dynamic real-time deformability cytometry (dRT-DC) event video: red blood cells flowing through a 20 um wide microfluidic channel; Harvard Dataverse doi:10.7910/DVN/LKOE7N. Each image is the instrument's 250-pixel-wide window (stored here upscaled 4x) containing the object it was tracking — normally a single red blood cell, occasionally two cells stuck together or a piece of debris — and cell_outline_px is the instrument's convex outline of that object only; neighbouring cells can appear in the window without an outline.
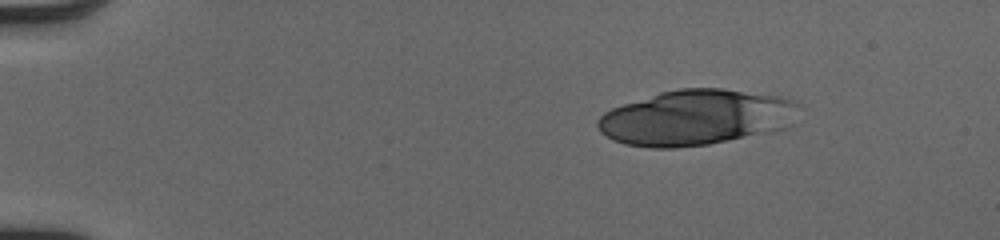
{"species": "human", "species_latin": "Homo sapiens", "temperature_condition": "cold", "stored_images_in_passage": 29, "camera_frame_rate_fps": 3000, "um_per_image_px": 0.085, "donor": {"sex": "male"}, "frame": {"image": 1, "passage_image": 1, "time_ms": 0.0, "image_size_px": [1000, 240], "cell_outline_px": [[796, 104], [756, 132], [728, 140], [708, 144], [676, 148], [648, 148], [624, 144], [612, 140], [600, 132], [596, 124], [596, 120], [604, 112], [612, 108], [660, 92], [680, 88], [720, 88], [780, 96], [796, 100]], "centroid_in_image_um": [58.73, 9.97], "position_along_channel_um": 26.3, "area_um2": 61.56}}